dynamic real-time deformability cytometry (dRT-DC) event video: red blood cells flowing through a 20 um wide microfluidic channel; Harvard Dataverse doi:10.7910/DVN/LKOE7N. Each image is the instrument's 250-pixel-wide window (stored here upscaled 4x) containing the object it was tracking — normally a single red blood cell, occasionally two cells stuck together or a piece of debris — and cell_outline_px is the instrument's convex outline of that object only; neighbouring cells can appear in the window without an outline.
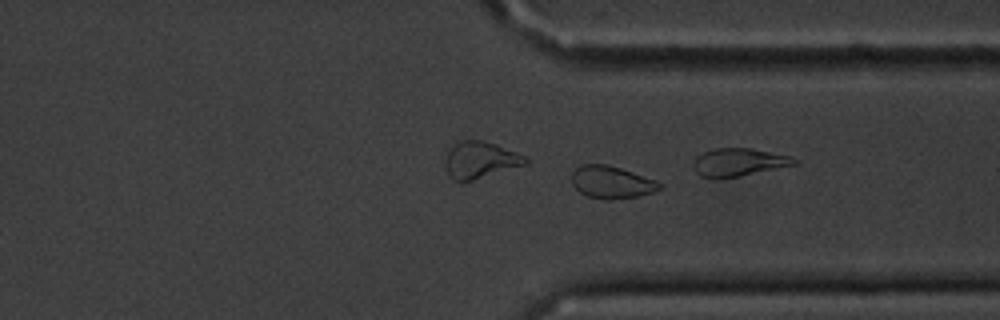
{"species": "common noctule bat (a hibernating species)", "species_latin": "Nyctalus noctula", "temperature_condition": "cold", "stored_images_in_passage": 30, "segment_of_instrument_passage": [1, 2], "camera_frame_rate_fps": 3000, "um_per_image_px": 0.085, "animal": {"sex": "male", "body_mass_g": 20.1, "forearm_length_mm": 53.5}, "frame": {"image": 1, "passage_image": 26, "time_ms": 8.333, "image_size_px": [1000, 320], "cell_outline_px": [[664, 188], [652, 192], [636, 196], [608, 200], [604, 200], [588, 196], [580, 192], [572, 184], [572, 172], [580, 164], [604, 164], [620, 168], [656, 180], [664, 184]], "centroid_in_image_um": [51.99, 15.49], "position_along_channel_um": 359.4, "area_um2": 16.59}}